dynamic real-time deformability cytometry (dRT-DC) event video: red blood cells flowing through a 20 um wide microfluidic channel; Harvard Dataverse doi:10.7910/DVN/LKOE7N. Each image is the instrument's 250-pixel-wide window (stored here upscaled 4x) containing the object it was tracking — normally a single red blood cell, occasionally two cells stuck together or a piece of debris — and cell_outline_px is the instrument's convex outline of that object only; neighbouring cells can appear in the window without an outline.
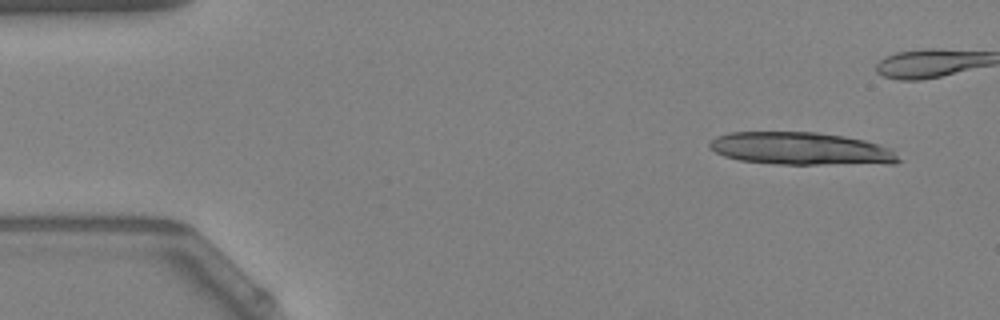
{"species": "Egyptian fruit bat (a non-hibernating species)", "species_latin": "Rousettus aegyptiacus", "temperature_condition": "warm", "stored_images_in_passage": 13, "camera_frame_rate_fps": 3000, "um_per_image_px": 0.085, "animal": {"sex": "female"}, "frame": {"image": 1, "passage_image": 1, "time_ms": 0.0, "image_size_px": [1000, 320], "cell_outline_px": [[900, 160], [896, 164], [776, 164], [740, 160], [724, 156], [708, 148], [708, 144], [716, 136], [728, 132], [816, 132], [844, 136], [864, 140], [880, 144], [892, 148]], "centroid_in_image_um": [68.1, 12.64], "position_along_channel_um": 16.9, "area_um2": 36.18}}